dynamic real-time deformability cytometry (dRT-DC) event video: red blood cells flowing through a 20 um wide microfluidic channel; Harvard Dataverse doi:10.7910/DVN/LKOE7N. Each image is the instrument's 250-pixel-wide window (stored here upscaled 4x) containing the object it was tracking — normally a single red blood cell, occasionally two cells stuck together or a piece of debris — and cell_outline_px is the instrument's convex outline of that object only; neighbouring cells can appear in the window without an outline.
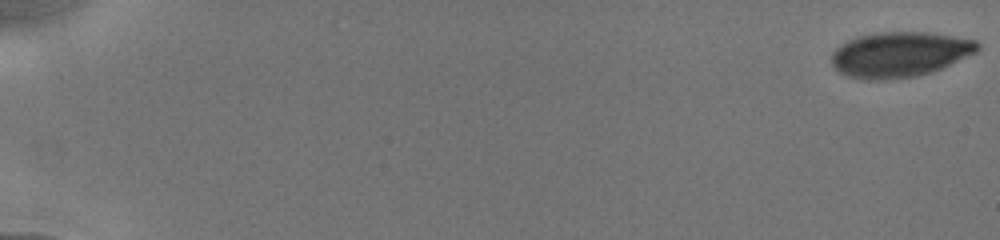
{"species": "human", "species_latin": "Homo sapiens", "temperature_condition": "cold", "stored_images_in_passage": 9, "camera_frame_rate_fps": 3000, "um_per_image_px": 0.085, "donor": {"sex": "male"}, "frame": {"image": 1, "passage_image": 1, "time_ms": 0.0, "image_size_px": [1000, 240], "cell_outline_px": [[980, 48], [976, 52], [932, 72], [916, 76], [884, 80], [860, 80], [848, 76], [840, 72], [832, 64], [832, 52], [840, 44], [856, 36], [880, 32], [928, 32], [976, 40], [980, 44]], "centroid_in_image_um": [76.45, 4.63], "position_along_channel_um": 8.6, "area_um2": 38.49}}
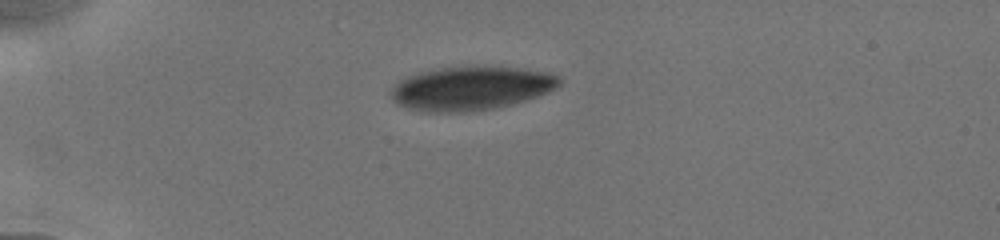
{"frame": {"image": 2, "passage_image": 6, "time_ms": 5.0, "image_size_px": [1000, 240], "cell_outline_px": [[560, 84], [556, 88], [548, 92], [512, 104], [492, 108], [464, 112], [428, 112], [408, 108], [396, 104], [392, 100], [392, 88], [400, 80], [408, 76], [420, 72], [440, 68], [516, 68], [548, 72], [560, 76]], "centroid_in_image_um": [40.02, 7.53], "position_along_channel_um": 45.0, "area_um2": 42.08}}
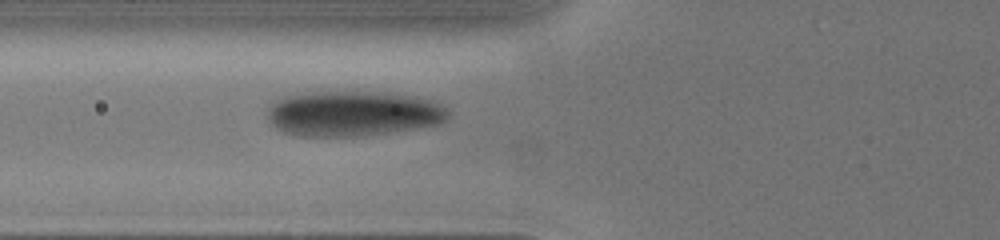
{"frame": {"image": 3, "passage_image": 9, "time_ms": 7.333, "image_size_px": [1000, 240], "cell_outline_px": [[448, 116], [440, 124], [388, 132], [356, 136], [300, 136], [284, 132], [276, 128], [268, 120], [268, 108], [276, 100], [284, 96], [316, 92], [368, 92], [412, 96], [432, 100], [448, 108]], "centroid_in_image_um": [29.98, 9.66], "position_along_channel_um": 95.8, "area_um2": 47.16}}